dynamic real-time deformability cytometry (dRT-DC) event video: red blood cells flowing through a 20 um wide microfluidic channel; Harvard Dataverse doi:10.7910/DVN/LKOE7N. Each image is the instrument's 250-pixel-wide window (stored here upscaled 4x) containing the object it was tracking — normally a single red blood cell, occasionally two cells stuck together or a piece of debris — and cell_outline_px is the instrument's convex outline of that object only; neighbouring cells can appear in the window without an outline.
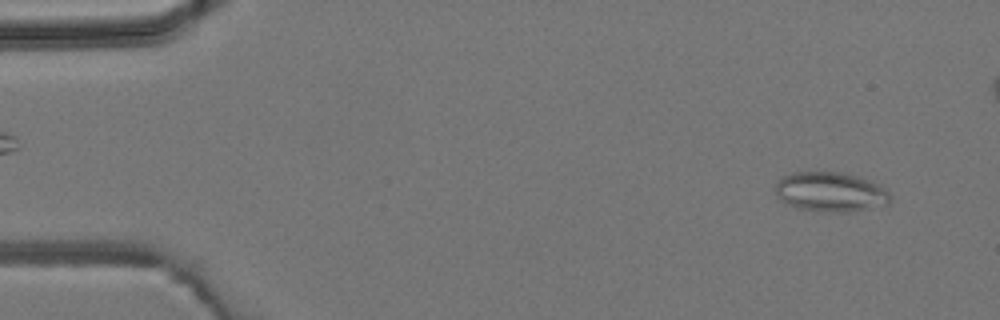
{"species": "common noctule bat (a hibernating species)", "species_latin": "Nyctalus noctula", "temperature_condition": "room temperature", "stored_images_in_passage": 4, "camera_frame_rate_fps": 3000, "um_per_image_px": 0.085, "animal": {"sex": "male", "body_mass_g": 19.2, "forearm_length_mm": 51.8}, "frame": {"image": 1, "passage_image": 4, "time_ms": 4.0, "image_size_px": [1000, 320], "cell_outline_px": [[888, 204], [848, 212], [828, 212], [800, 208], [788, 204], [780, 200], [776, 192], [776, 184], [784, 176], [792, 172], [840, 172], [872, 180], [880, 184], [888, 192]], "centroid_in_image_um": [70.59, 16.3], "position_along_channel_um": 14.4, "area_um2": 26.24}}